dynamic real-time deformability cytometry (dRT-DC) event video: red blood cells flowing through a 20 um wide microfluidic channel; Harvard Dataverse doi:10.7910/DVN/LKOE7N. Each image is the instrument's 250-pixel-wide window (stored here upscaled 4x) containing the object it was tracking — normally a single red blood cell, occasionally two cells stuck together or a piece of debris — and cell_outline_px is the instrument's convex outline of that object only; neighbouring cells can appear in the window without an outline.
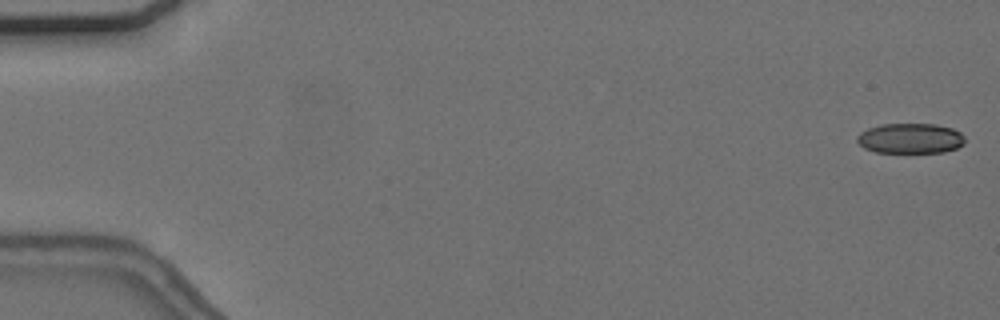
{"species": "common noctule bat (a hibernating species)", "species_latin": "Nyctalus noctula", "temperature_condition": "cold", "stored_images_in_passage": 56, "camera_frame_rate_fps": 3000, "um_per_image_px": 0.085, "animal": {"sex": "female", "body_mass_g": 24.6, "forearm_length_mm": 56.2}, "frame": {"image": 1, "passage_image": 1, "time_ms": 0.0, "image_size_px": [1000, 320], "cell_outline_px": [[964, 144], [956, 148], [944, 152], [876, 152], [864, 148], [856, 140], [856, 136], [860, 132], [868, 128], [880, 124], [936, 124], [952, 128], [960, 132], [964, 136]], "centroid_in_image_um": [77.37, 11.75], "position_along_channel_um": 7.6, "area_um2": 19.02}}
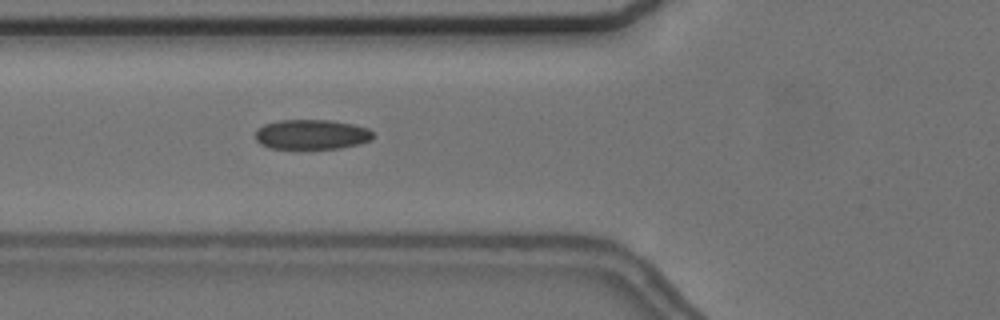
{"frame": {"image": 2, "passage_image": 21, "time_ms": 6.667, "image_size_px": [1000, 320], "cell_outline_px": [[372, 140], [360, 144], [340, 148], [268, 148], [260, 144], [256, 140], [256, 128], [264, 124], [280, 120], [332, 120], [352, 124], [368, 128], [372, 132]], "centroid_in_image_um": [26.48, 11.42], "position_along_channel_um": 99.3, "area_um2": 20.52}}
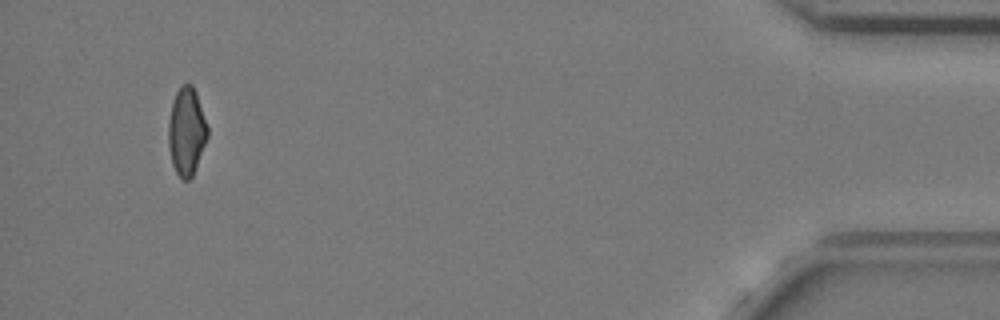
{"frame": {"image": 3, "passage_image": 53, "time_ms": 17.333, "image_size_px": [1000, 320], "cell_outline_px": [[208, 136], [192, 176], [188, 180], [184, 180], [176, 172], [172, 164], [168, 144], [168, 120], [172, 100], [176, 92], [184, 84], [192, 84], [196, 92], [208, 128]], "centroid_in_image_um": [15.84, 11.15], "position_along_channel_um": 419.4, "area_um2": 19.88}, "authors_computed_cell_mechanics": {"area_um2": 20.3456, "velocity_mm_per_s": 3.6833, "shape_relaxation_time_tau1_ms": 8.2359, "shape_relaxation_time_tau2_ms": 3.1537, "deformation_change_tau1": 0.1569, "deformation_change_tau2": 0.0892}}